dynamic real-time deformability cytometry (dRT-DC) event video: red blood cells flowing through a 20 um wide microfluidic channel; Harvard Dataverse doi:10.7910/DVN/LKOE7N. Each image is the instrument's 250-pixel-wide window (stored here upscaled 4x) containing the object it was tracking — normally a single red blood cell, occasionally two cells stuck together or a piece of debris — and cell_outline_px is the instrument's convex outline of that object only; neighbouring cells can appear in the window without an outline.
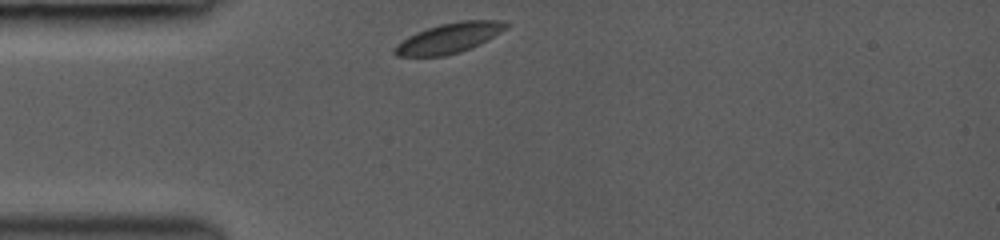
{"species": "common noctule bat (a hibernating species)", "species_latin": "Nyctalus noctula", "temperature_condition": "room temperature", "stored_images_in_passage": 2, "camera_frame_rate_fps": 3000, "um_per_image_px": 0.085, "animal": {"sex": "female", "body_mass_g": 19.0, "forearm_length_mm": 53.3}, "frame": {"image": 1, "passage_image": 1, "time_ms": 0.0, "image_size_px": [1000, 240], "cell_outline_px": [[512, 24], [508, 28], [480, 44], [460, 52], [444, 56], [396, 56], [392, 52], [392, 48], [396, 44], [408, 36], [416, 32], [440, 24], [460, 20], [500, 20]], "centroid_in_image_um": [38.18, 3.23], "position_along_channel_um": 46.8, "area_um2": 19.71}}